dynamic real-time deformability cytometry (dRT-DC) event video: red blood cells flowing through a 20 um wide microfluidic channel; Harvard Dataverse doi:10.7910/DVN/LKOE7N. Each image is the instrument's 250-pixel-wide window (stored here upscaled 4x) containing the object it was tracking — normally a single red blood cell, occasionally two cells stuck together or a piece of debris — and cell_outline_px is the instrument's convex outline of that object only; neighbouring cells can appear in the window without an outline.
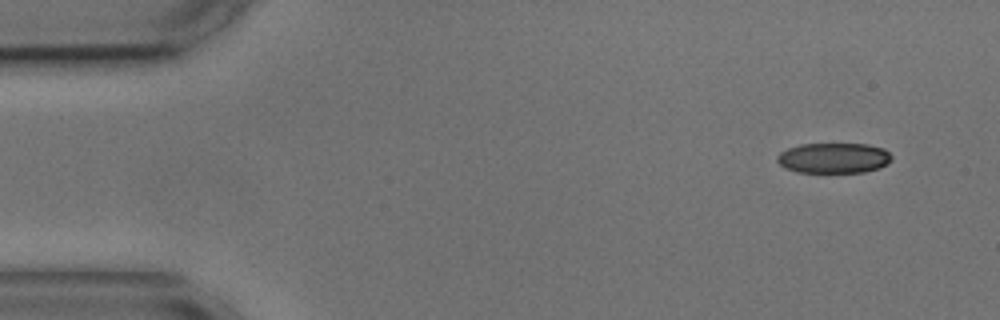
{"species": "common noctule bat (a hibernating species)", "species_latin": "Nyctalus noctula", "temperature_condition": "cold", "stored_images_in_passage": 9, "camera_frame_rate_fps": 3000, "um_per_image_px": 0.085, "animal": {"sex": "male", "body_mass_g": 17.9, "forearm_length_mm": 54.2}, "frame": {"image": 1, "passage_image": 1, "time_ms": 0.0, "image_size_px": [1000, 320], "cell_outline_px": [[892, 160], [888, 164], [880, 168], [864, 172], [796, 172], [784, 168], [776, 160], [776, 156], [780, 152], [788, 148], [800, 144], [868, 144], [884, 148], [892, 156]], "centroid_in_image_um": [70.87, 13.43], "position_along_channel_um": 14.1, "area_um2": 20.46}}
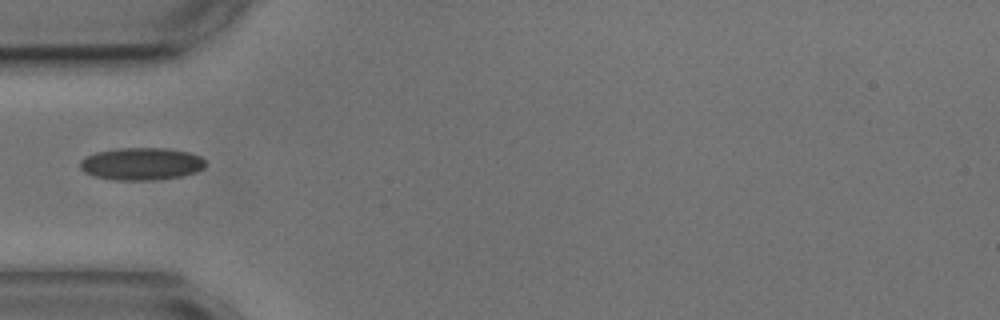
{"frame": {"image": 2, "passage_image": 4, "time_ms": 4.333, "image_size_px": [1000, 320], "cell_outline_px": [[204, 168], [196, 172], [180, 176], [152, 180], [116, 180], [92, 176], [84, 172], [80, 168], [80, 160], [96, 152], [116, 148], [164, 148], [188, 152], [200, 156], [204, 160]], "centroid_in_image_um": [11.99, 13.93], "position_along_channel_um": 73.0, "area_um2": 23.64}}